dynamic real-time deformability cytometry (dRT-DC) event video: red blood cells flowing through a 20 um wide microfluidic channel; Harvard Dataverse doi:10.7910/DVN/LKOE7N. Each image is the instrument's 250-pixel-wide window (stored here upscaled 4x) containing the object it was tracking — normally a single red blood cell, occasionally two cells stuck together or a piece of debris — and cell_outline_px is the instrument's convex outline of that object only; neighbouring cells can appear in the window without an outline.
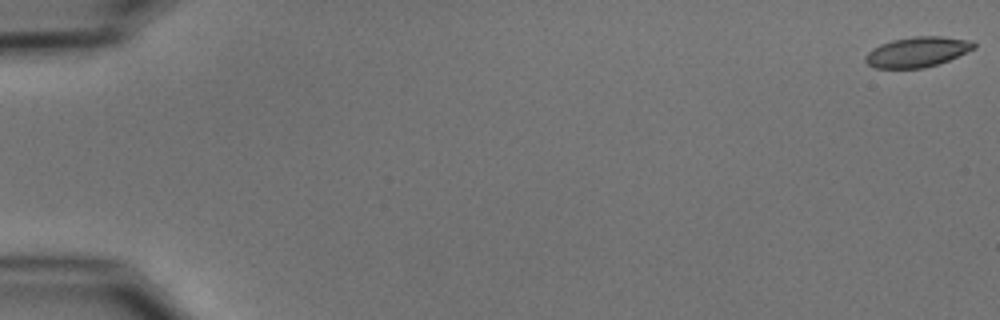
{"species": "common noctule bat (a hibernating species)", "species_latin": "Nyctalus noctula", "temperature_condition": "cold", "stored_images_in_passage": 15, "camera_frame_rate_fps": 3000, "um_per_image_px": 0.085, "animal": {"sex": "male", "body_mass_g": 15.6}, "frame": {"image": 1, "passage_image": 1, "time_ms": 0.0, "image_size_px": [1000, 320], "cell_outline_px": [[976, 48], [948, 60], [924, 68], [876, 68], [868, 64], [864, 60], [864, 56], [872, 48], [880, 44], [892, 40], [912, 36], [940, 36], [972, 40], [976, 44]], "centroid_in_image_um": [77.96, 4.4], "position_along_channel_um": 7.0, "area_um2": 19.13}}
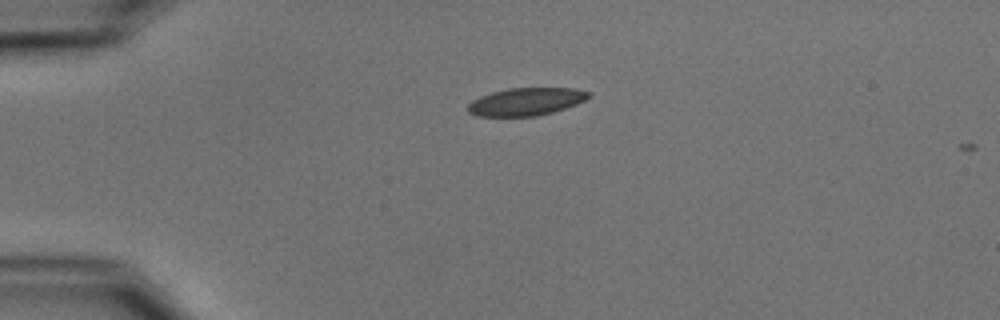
{"frame": {"image": 2, "passage_image": 14, "time_ms": 4.333, "image_size_px": [1000, 320], "cell_outline_px": [[592, 96], [576, 104], [552, 112], [536, 116], [476, 116], [468, 112], [468, 104], [472, 100], [480, 96], [492, 92], [508, 88], [576, 88], [592, 92]], "centroid_in_image_um": [44.73, 8.63], "position_along_channel_um": 40.3, "area_um2": 19.54}}